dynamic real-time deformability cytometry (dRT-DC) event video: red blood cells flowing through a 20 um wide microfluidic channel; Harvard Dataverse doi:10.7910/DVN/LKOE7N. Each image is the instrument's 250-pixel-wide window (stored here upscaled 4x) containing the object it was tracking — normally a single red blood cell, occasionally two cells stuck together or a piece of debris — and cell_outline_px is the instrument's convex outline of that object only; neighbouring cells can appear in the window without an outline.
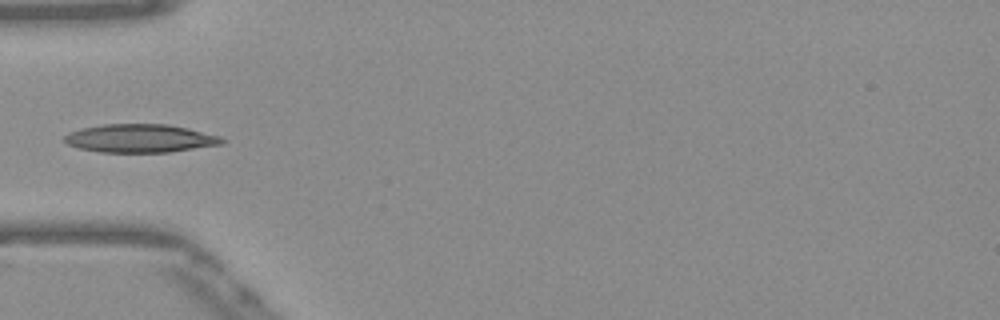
{"species": "Egyptian fruit bat (a non-hibernating species)", "species_latin": "Rousettus aegyptiacus", "temperature_condition": "warm", "stored_images_in_passage": 36, "camera_frame_rate_fps": 3000, "um_per_image_px": 0.085, "frame": {"image": 1, "passage_image": 1, "time_ms": 0.0, "image_size_px": [1000, 320], "cell_outline_px": [[228, 140], [224, 144], [168, 152], [100, 152], [80, 148], [68, 144], [60, 140], [68, 132], [80, 128], [104, 124], [168, 124], [188, 128], [220, 136]], "centroid_in_image_um": [11.91, 11.75], "position_along_channel_um": 73.1, "area_um2": 26.18}}
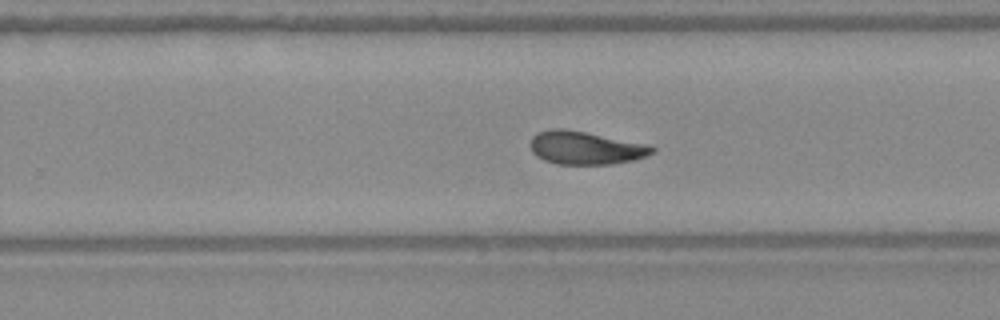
{"frame": {"image": 2, "passage_image": 17, "time_ms": 5.333, "image_size_px": [1000, 320], "cell_outline_px": [[656, 152], [632, 160], [612, 164], [556, 164], [544, 160], [536, 156], [532, 152], [532, 136], [536, 132], [552, 128], [564, 128], [652, 144], [656, 148]], "centroid_in_image_um": [49.81, 12.55], "position_along_channel_um": 280.0, "area_um2": 23.76}}
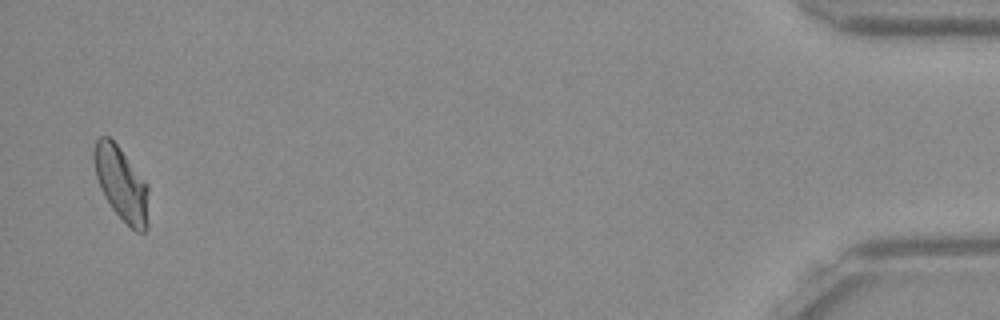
{"frame": {"image": 3, "passage_image": 35, "time_ms": 11.333, "image_size_px": [1000, 320], "cell_outline_px": [[148, 228], [144, 232], [136, 232], [112, 208], [104, 196], [100, 188], [96, 176], [92, 156], [92, 152], [96, 140], [100, 136], [108, 136], [120, 148], [148, 184]], "centroid_in_image_um": [10.31, 15.61], "position_along_channel_um": 424.9, "area_um2": 23.52}}